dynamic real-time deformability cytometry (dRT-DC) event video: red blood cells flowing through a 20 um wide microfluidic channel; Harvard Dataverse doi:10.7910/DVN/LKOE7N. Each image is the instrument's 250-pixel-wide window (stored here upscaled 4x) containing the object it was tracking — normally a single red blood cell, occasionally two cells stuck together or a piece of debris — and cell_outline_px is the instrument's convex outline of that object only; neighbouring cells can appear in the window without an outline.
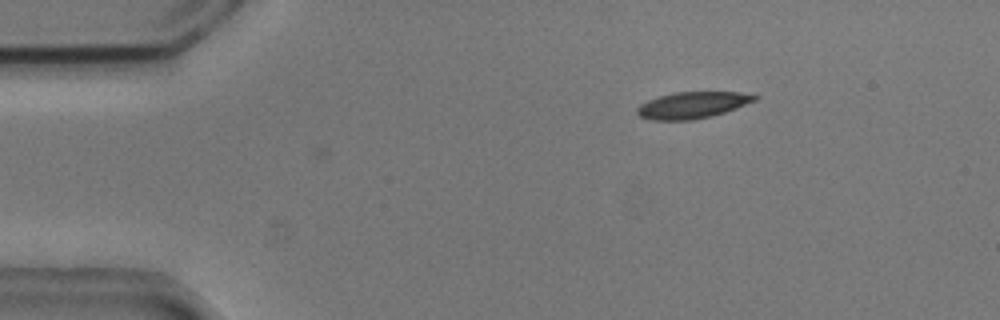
{"species": "common noctule bat (a hibernating species)", "species_latin": "Nyctalus noctula", "temperature_condition": "cold", "stored_images_in_passage": 11, "camera_frame_rate_fps": 3000, "um_per_image_px": 0.085, "animal": {"sex": "male", "body_mass_g": 20.5, "forearm_length_mm": 52.5}, "frame": {"image": 1, "passage_image": 4, "time_ms": 1.0, "image_size_px": [1000, 320], "cell_outline_px": [[760, 96], [756, 100], [736, 108], [712, 116], [692, 120], [652, 120], [640, 116], [636, 112], [636, 108], [640, 104], [648, 100], [660, 96], [676, 92], [740, 92]], "centroid_in_image_um": [58.85, 8.93], "position_along_channel_um": 26.1, "area_um2": 18.09}}